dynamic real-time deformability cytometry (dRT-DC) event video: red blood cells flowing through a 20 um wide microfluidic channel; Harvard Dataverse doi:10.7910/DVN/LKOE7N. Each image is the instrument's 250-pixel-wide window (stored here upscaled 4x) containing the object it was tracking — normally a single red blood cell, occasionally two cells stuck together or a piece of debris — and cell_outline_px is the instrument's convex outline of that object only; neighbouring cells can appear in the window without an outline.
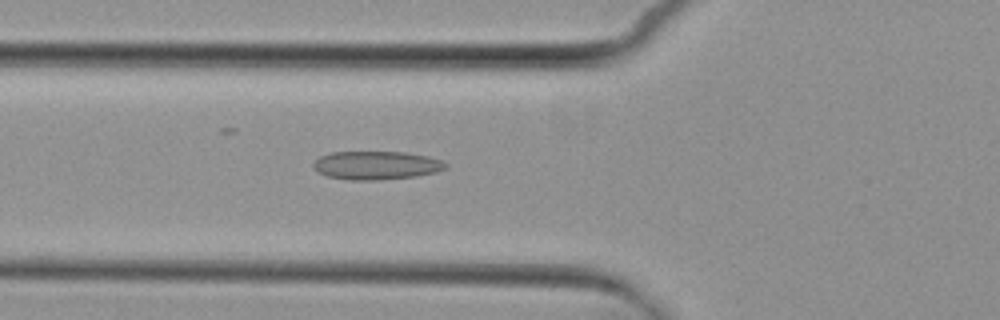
{"species": "common noctule bat (a hibernating species)", "species_latin": "Nyctalus noctula", "temperature_condition": "cold", "stored_images_in_passage": 4, "camera_frame_rate_fps": 3000, "um_per_image_px": 0.085, "animal": {"sex": "female", "body_mass_g": 29.2, "forearm_length_mm": 56.3}, "frame": {"image": 1, "passage_image": 4, "time_ms": 4.333, "image_size_px": [1000, 320], "cell_outline_px": [[448, 168], [436, 172], [416, 176], [376, 180], [348, 180], [328, 176], [320, 172], [312, 164], [320, 156], [332, 152], [404, 152], [428, 156], [440, 160], [448, 164]], "centroid_in_image_um": [32.02, 14.05], "position_along_channel_um": 93.8, "area_um2": 21.79}}